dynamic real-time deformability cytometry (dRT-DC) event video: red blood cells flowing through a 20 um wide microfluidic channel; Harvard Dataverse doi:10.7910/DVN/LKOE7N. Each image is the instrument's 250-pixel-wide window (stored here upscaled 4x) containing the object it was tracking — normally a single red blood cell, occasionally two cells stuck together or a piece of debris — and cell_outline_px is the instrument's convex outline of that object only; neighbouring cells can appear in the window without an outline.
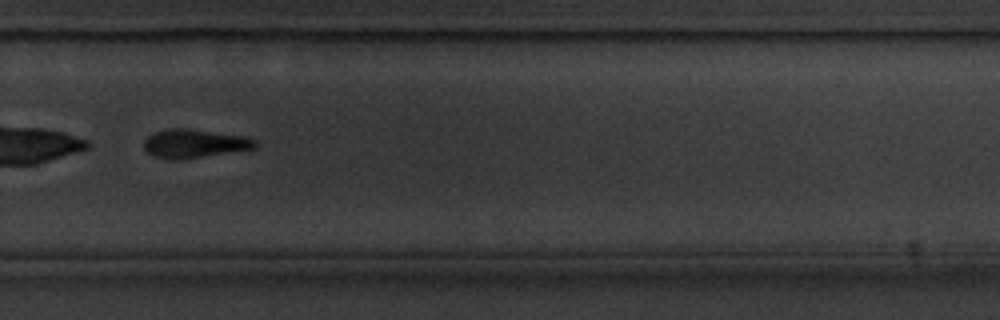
{"species": "common noctule bat (a hibernating species)", "species_latin": "Nyctalus noctula", "temperature_condition": "cold", "stored_images_in_passage": 51, "camera_frame_rate_fps": 3000, "um_per_image_px": 0.085, "animal": {"sex": "male", "body_mass_g": 20.1, "forearm_length_mm": 53.5}, "frame": {"image": 1, "passage_image": 34, "time_ms": 11.0, "image_size_px": [1000, 320], "cell_outline_px": [[256, 148], [180, 160], [172, 160], [156, 156], [148, 152], [144, 148], [144, 140], [148, 136], [156, 132], [172, 128], [188, 128], [244, 136], [256, 140]], "centroid_in_image_um": [16.52, 12.2], "position_along_channel_um": 313.3, "area_um2": 18.38}}